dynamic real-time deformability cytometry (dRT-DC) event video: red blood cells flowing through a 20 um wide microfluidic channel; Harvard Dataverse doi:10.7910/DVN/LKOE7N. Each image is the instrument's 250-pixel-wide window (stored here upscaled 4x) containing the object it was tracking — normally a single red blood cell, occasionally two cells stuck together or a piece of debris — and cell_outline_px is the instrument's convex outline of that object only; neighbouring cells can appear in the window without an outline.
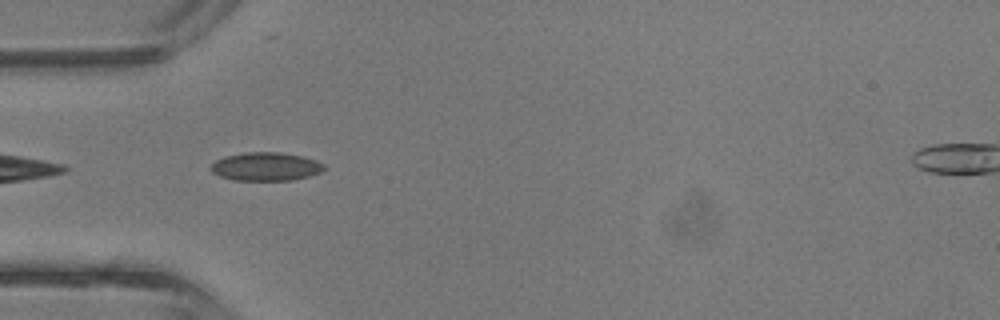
{"species": "common noctule bat (a hibernating species)", "species_latin": "Nyctalus noctula", "temperature_condition": "room temperature", "stored_images_in_passage": 30, "camera_frame_rate_fps": 3000, "um_per_image_px": 0.085, "animal": {"sex": "male", "body_mass_g": 13.3}, "frame": {"image": 1, "passage_image": 1, "time_ms": 0.0, "image_size_px": [1000, 320], "cell_outline_px": [[328, 168], [320, 172], [308, 176], [292, 180], [236, 180], [220, 176], [212, 172], [208, 168], [216, 160], [224, 156], [244, 152], [280, 152], [304, 156], [316, 160], [324, 164]], "centroid_in_image_um": [22.61, 14.15], "position_along_channel_um": 62.4, "area_um2": 18.9}}
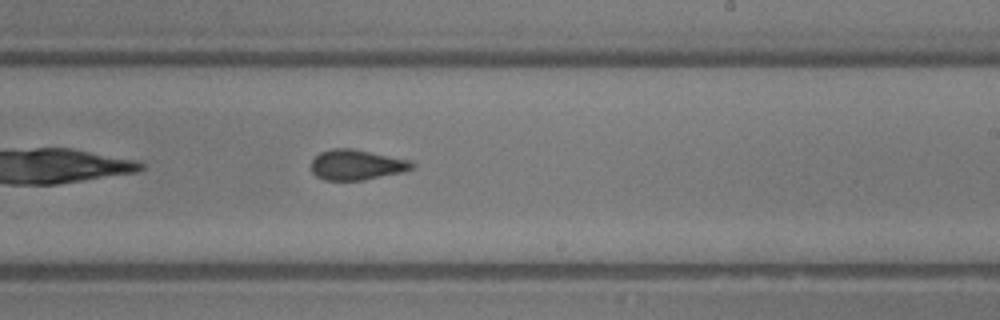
{"frame": {"image": 2, "passage_image": 13, "time_ms": 4.0, "image_size_px": [1000, 320], "cell_outline_px": [[416, 168], [404, 172], [364, 180], [324, 180], [316, 176], [312, 172], [312, 160], [320, 152], [332, 148], [352, 148], [412, 160], [416, 164]], "centroid_in_image_um": [30.37, 14.01], "position_along_channel_um": 258.6, "area_um2": 18.09}}
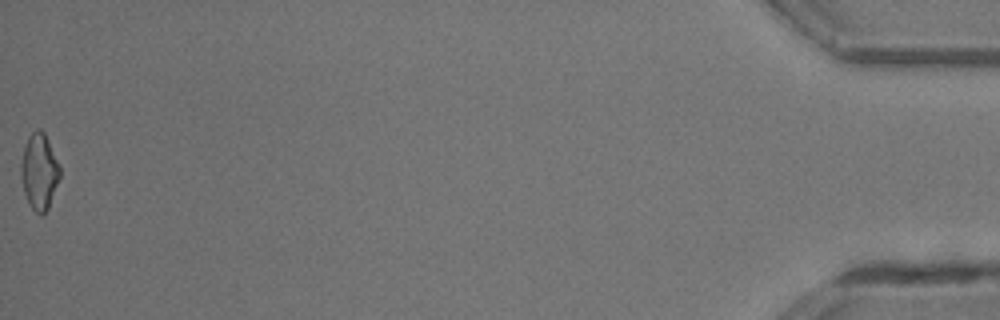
{"frame": {"image": 3, "passage_image": 30, "time_ms": 9.667, "image_size_px": [1000, 320], "cell_outline_px": [[60, 176], [48, 208], [44, 216], [40, 216], [28, 204], [24, 192], [20, 176], [20, 164], [24, 148], [28, 136], [36, 128], [40, 128], [44, 132], [48, 140], [60, 168]], "centroid_in_image_um": [3.32, 14.59], "position_along_channel_um": 431.9, "area_um2": 17.28}, "authors_computed_cell_mechanics": {"area_um2": 17.7735, "velocity_mm_per_s": 4.9366, "shape_relaxation_time_tau1_ms": 6.9503, "shape_relaxation_time_tau2_ms": 0.8613, "deformation_change_tau1": 0.1631, "deformation_change_tau2": 0.0888}}